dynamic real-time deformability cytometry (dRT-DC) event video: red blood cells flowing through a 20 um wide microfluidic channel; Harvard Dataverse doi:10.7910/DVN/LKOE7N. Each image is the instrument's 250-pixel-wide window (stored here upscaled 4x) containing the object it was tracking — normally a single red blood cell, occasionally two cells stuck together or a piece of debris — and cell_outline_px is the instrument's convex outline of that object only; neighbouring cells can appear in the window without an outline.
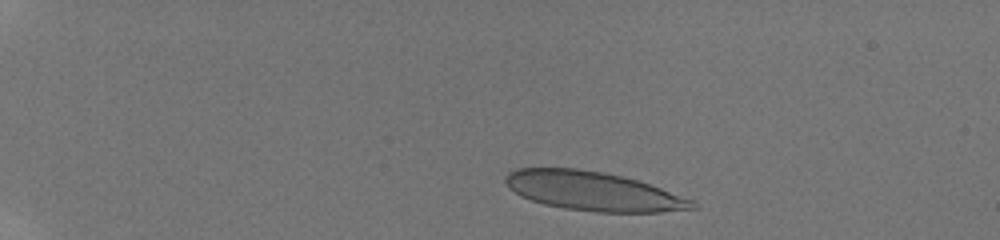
{"species": "human", "species_latin": "Homo sapiens", "temperature_condition": "room temperature", "stored_images_in_passage": 10, "camera_frame_rate_fps": 3000, "um_per_image_px": 0.085, "donor": {"sex": "male"}, "frame": {"image": 1, "passage_image": 3, "time_ms": 0.667, "image_size_px": [1000, 240], "cell_outline_px": [[700, 208], [660, 212], [596, 212], [564, 208], [544, 204], [520, 196], [508, 188], [504, 180], [504, 176], [508, 172], [516, 168], [576, 168], [604, 172], [636, 180], [660, 188], [692, 200]], "centroid_in_image_um": [50.37, 16.25], "position_along_channel_um": 34.6, "area_um2": 42.37}}
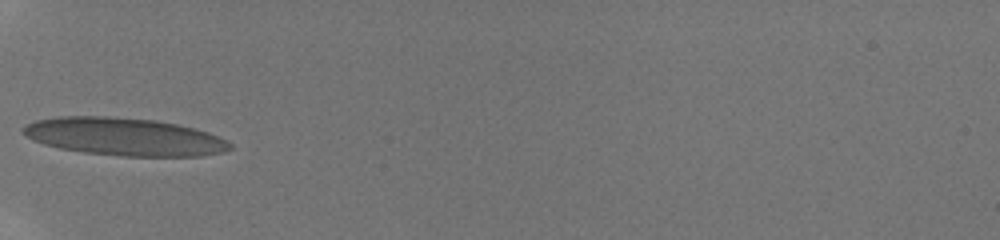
{"frame": {"image": 2, "passage_image": 9, "time_ms": 4.0, "image_size_px": [1000, 240], "cell_outline_px": [[232, 148], [224, 152], [200, 156], [120, 156], [84, 152], [60, 148], [44, 144], [32, 140], [24, 136], [20, 132], [20, 128], [24, 124], [36, 120], [56, 116], [108, 116], [156, 120], [196, 128], [208, 132], [228, 140], [232, 144]], "centroid_in_image_um": [10.53, 11.61], "position_along_channel_um": 74.5, "area_um2": 46.01}}